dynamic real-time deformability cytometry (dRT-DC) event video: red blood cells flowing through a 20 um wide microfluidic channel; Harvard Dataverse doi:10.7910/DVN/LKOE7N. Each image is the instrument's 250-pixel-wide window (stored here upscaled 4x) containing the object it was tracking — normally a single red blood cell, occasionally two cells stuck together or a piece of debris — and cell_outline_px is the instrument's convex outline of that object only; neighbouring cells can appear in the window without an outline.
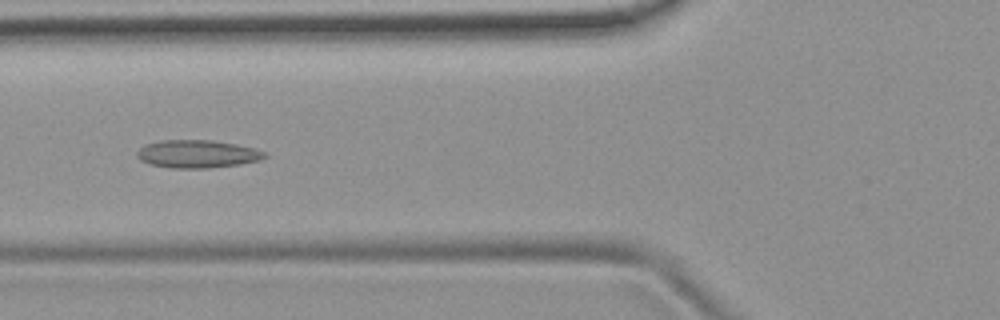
{"species": "common noctule bat (a hibernating species)", "species_latin": "Nyctalus noctula", "temperature_condition": "room temperature", "stored_images_in_passage": 4, "camera_frame_rate_fps": 3000, "um_per_image_px": 0.085, "animal": {"sex": "female", "body_mass_g": 19.9}, "frame": {"image": 1, "passage_image": 2, "time_ms": 1.333, "image_size_px": [1000, 320], "cell_outline_px": [[268, 156], [260, 160], [240, 164], [208, 168], [168, 168], [152, 164], [140, 160], [136, 156], [136, 152], [144, 144], [160, 140], [212, 140], [236, 144], [252, 148], [264, 152]], "centroid_in_image_um": [16.74, 13.08], "position_along_channel_um": 109.1, "area_um2": 20.75}}
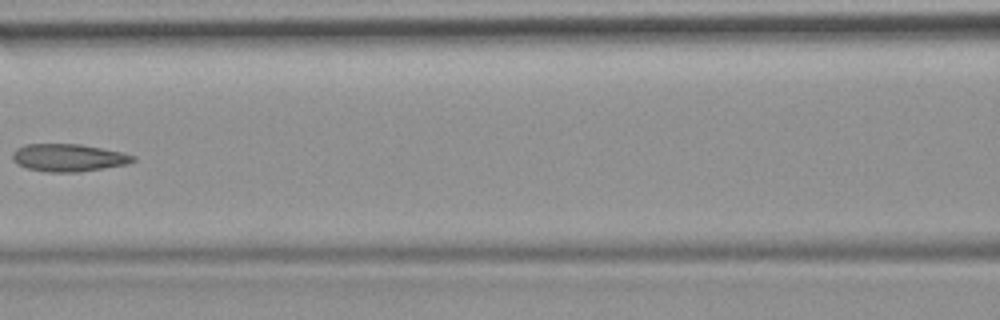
{"frame": {"image": 2, "passage_image": 3, "time_ms": 2.667, "image_size_px": [1000, 320], "cell_outline_px": [[136, 160], [128, 164], [104, 168], [76, 172], [48, 172], [28, 168], [12, 160], [12, 152], [16, 148], [24, 144], [80, 144], [124, 152], [136, 156]], "centroid_in_image_um": [5.85, 13.39], "position_along_channel_um": 160.8, "area_um2": 19.42}}
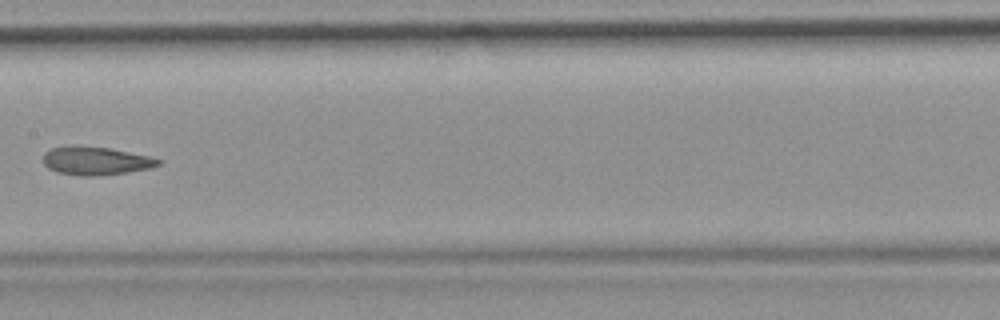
{"frame": {"image": 3, "passage_image": 4, "time_ms": 3.667, "image_size_px": [1000, 320], "cell_outline_px": [[164, 160], [160, 164], [152, 168], [128, 172], [96, 176], [80, 176], [56, 172], [48, 168], [44, 164], [44, 152], [52, 148], [68, 144], [108, 148], [152, 156]], "centroid_in_image_um": [8.16, 13.66], "position_along_channel_um": 199.2, "area_um2": 19.36}}